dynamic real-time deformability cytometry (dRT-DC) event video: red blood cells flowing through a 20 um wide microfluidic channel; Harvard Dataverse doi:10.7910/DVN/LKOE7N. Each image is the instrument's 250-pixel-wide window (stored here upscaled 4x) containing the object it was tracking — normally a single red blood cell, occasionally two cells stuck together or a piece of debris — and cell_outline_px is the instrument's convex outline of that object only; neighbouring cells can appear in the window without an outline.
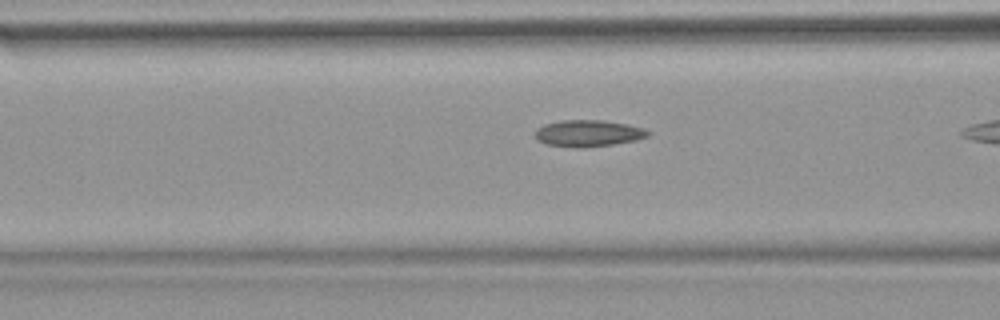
{"species": "common noctule bat (a hibernating species)", "species_latin": "Nyctalus noctula", "temperature_condition": "warm", "stored_images_in_passage": 11, "camera_frame_rate_fps": 3000, "um_per_image_px": 0.085, "animal": {"sex": "female", "body_mass_g": 18.4}, "frame": {"image": 1, "passage_image": 10, "time_ms": 3.0, "image_size_px": [1000, 320], "cell_outline_px": [[652, 132], [648, 136], [636, 140], [612, 144], [548, 144], [536, 140], [536, 128], [544, 124], [560, 120], [600, 120], [628, 124], [644, 128]], "centroid_in_image_um": [50.05, 11.26], "position_along_channel_um": 116.6, "area_um2": 16.53}}